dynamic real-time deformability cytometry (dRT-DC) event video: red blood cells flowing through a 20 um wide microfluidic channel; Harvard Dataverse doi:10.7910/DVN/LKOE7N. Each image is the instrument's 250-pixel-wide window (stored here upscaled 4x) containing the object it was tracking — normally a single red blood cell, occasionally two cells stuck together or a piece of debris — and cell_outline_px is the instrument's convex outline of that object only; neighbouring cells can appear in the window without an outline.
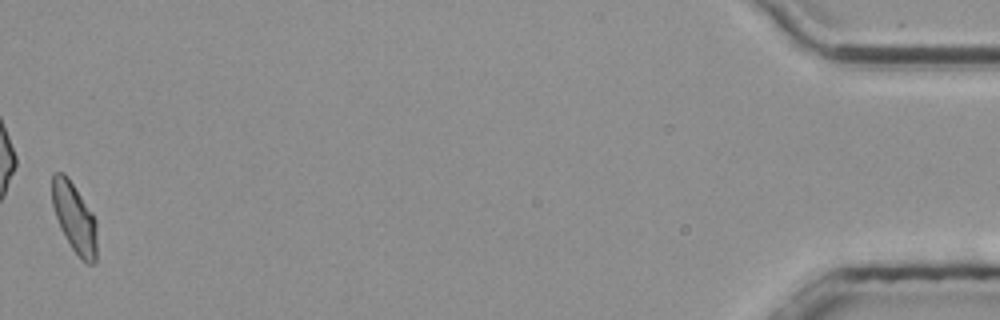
{"species": "common noctule bat (a hibernating species)", "species_latin": "Nyctalus noctula", "temperature_condition": "room temperature", "stored_images_in_passage": 52, "camera_frame_rate_fps": 3000, "um_per_image_px": 0.085, "animal": {"sex": "male", "body_mass_g": 20.4}, "frame": {"image": 1, "passage_image": 52, "time_ms": 17.0, "image_size_px": [1000, 320], "cell_outline_px": [[96, 260], [92, 264], [88, 264], [80, 260], [64, 236], [60, 228], [52, 204], [52, 176], [56, 172], [64, 172], [68, 176], [92, 212], [96, 220]], "centroid_in_image_um": [6.33, 18.52], "position_along_channel_um": 428.9, "area_um2": 18.32}, "authors_computed_cell_mechanics": {"area_um2": 18.8139, "velocity_mm_per_s": 3.7452, "shape_relaxation_time_tau1_ms": null, "shape_relaxation_time_tau2_ms": 3.398, "deformation_change_tau1": null, "deformation_change_tau2": 0.0597}}